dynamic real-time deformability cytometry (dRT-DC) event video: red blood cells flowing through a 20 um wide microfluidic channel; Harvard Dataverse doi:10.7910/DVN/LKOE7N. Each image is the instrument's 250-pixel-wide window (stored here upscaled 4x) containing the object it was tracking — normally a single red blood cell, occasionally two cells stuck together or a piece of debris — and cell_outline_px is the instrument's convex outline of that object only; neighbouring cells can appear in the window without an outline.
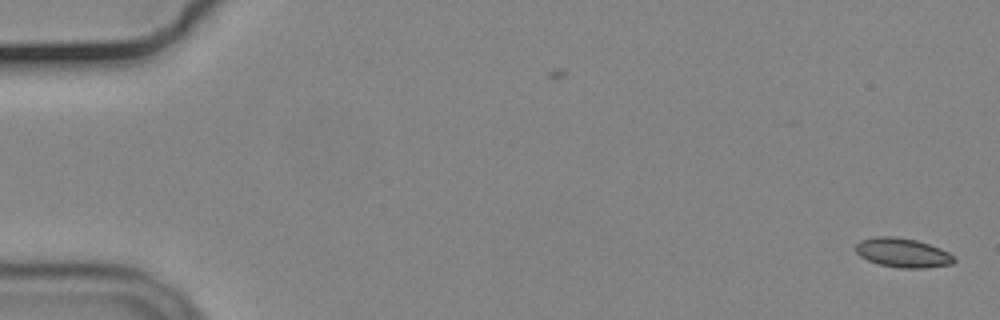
{"species": "common noctule bat (a hibernating species)", "species_latin": "Nyctalus noctula", "temperature_condition": "cold", "stored_images_in_passage": 55, "camera_frame_rate_fps": 3000, "um_per_image_px": 0.085, "animal": {"sex": "male", "body_mass_g": 19.2, "forearm_length_mm": 51.8}, "frame": {"image": 1, "passage_image": 1, "time_ms": 0.0, "image_size_px": [1000, 320], "cell_outline_px": [[956, 260], [952, 264], [924, 268], [900, 268], [880, 264], [868, 260], [860, 256], [856, 252], [856, 244], [860, 240], [876, 236], [892, 236], [916, 240], [940, 248], [956, 256]], "centroid_in_image_um": [76.75, 21.48], "position_along_channel_um": 8.3, "area_um2": 16.76}}
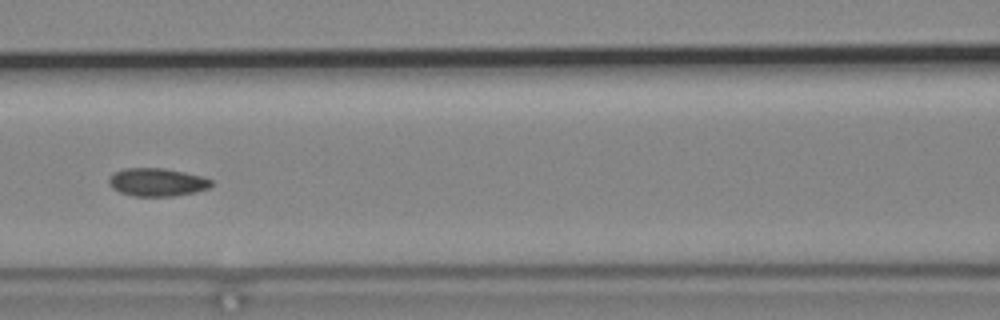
{"frame": {"image": 2, "passage_image": 25, "time_ms": 8.0, "image_size_px": [1000, 320], "cell_outline_px": [[212, 184], [208, 188], [196, 192], [172, 196], [132, 196], [120, 192], [112, 188], [108, 184], [108, 176], [112, 172], [124, 168], [164, 168], [184, 172], [200, 176], [212, 180]], "centroid_in_image_um": [13.29, 15.48], "position_along_channel_um": 153.3, "area_um2": 16.88}}
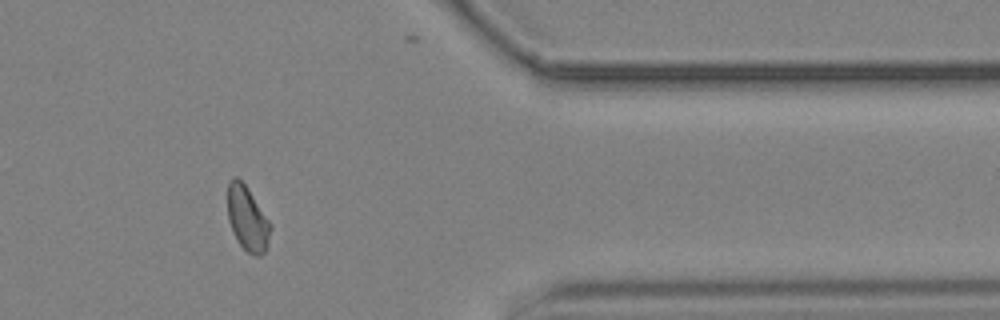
{"frame": {"image": 3, "passage_image": 46, "time_ms": 15.0, "image_size_px": [1000, 320], "cell_outline_px": [[272, 228], [268, 244], [264, 252], [260, 256], [256, 256], [248, 252], [240, 244], [228, 220], [228, 184], [232, 176], [236, 176], [244, 184], [272, 224]], "centroid_in_image_um": [21.05, 18.59], "position_along_channel_um": 390.4, "area_um2": 15.9}}